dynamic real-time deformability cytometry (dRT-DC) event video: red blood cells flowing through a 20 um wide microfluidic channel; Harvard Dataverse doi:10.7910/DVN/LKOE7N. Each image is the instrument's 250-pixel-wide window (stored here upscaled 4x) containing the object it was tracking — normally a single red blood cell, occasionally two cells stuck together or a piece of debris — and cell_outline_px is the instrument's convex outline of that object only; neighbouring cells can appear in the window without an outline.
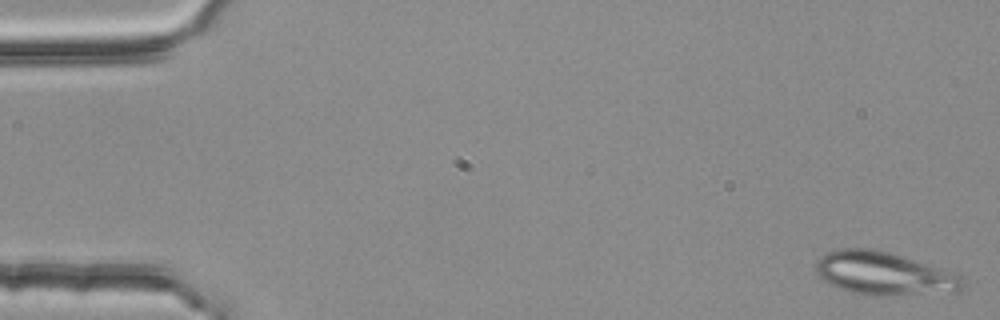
{"species": "common noctule bat (a hibernating species)", "species_latin": "Nyctalus noctula", "temperature_condition": "room temperature", "stored_images_in_passage": 5, "camera_frame_rate_fps": 3000, "um_per_image_px": 0.085, "animal": {"sex": "female", "body_mass_g": 25.1}, "frame": {"image": 1, "passage_image": 1, "time_ms": 0.0, "image_size_px": [1000, 320], "cell_outline_px": [[964, 288], [960, 292], [904, 296], [868, 296], [852, 292], [840, 288], [824, 280], [816, 272], [816, 260], [820, 256], [836, 248], [876, 248], [892, 252], [960, 276], [964, 280]], "centroid_in_image_um": [75.15, 23.26], "position_along_channel_um": 9.9, "area_um2": 37.34}}